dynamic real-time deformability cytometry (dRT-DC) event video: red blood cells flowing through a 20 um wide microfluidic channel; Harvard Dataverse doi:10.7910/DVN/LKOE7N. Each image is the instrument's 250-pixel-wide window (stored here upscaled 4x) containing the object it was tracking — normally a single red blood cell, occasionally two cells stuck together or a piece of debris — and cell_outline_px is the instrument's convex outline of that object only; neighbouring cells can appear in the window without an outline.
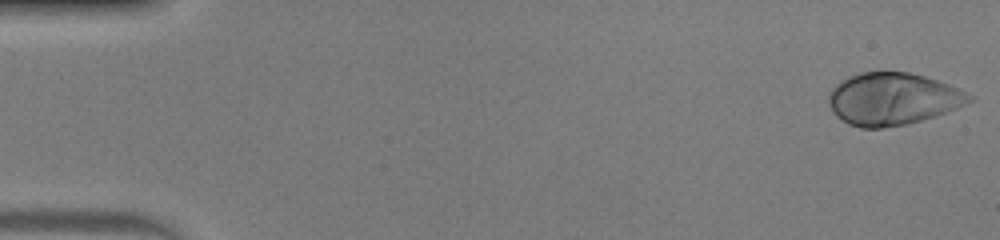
{"species": "human", "species_latin": "Homo sapiens", "temperature_condition": "warm", "stored_images_in_passage": 35, "camera_frame_rate_fps": 3000, "um_per_image_px": 0.085, "donor": {"sex": "male"}, "frame": {"image": 1, "passage_image": 1, "time_ms": 0.0, "image_size_px": [1000, 240], "cell_outline_px": [[976, 100], [956, 108], [908, 124], [880, 128], [860, 128], [848, 124], [836, 116], [832, 112], [828, 104], [828, 96], [832, 88], [840, 80], [848, 76], [860, 72], [908, 72], [924, 76], [948, 84], [972, 96]], "centroid_in_image_um": [75.82, 8.41], "position_along_channel_um": 9.2, "area_um2": 42.71}}
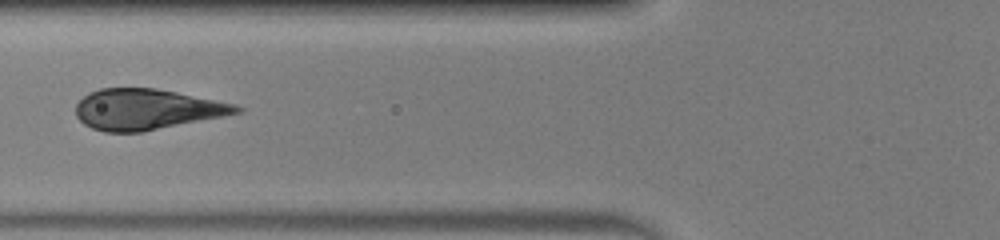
{"frame": {"image": 2, "passage_image": 20, "time_ms": 6.333, "image_size_px": [1000, 240], "cell_outline_px": [[244, 108], [240, 112], [224, 116], [140, 132], [104, 132], [92, 128], [84, 124], [76, 116], [76, 104], [88, 92], [100, 88], [156, 88], [236, 104]], "centroid_in_image_um": [12.44, 9.29], "position_along_channel_um": 113.4, "area_um2": 37.92}}
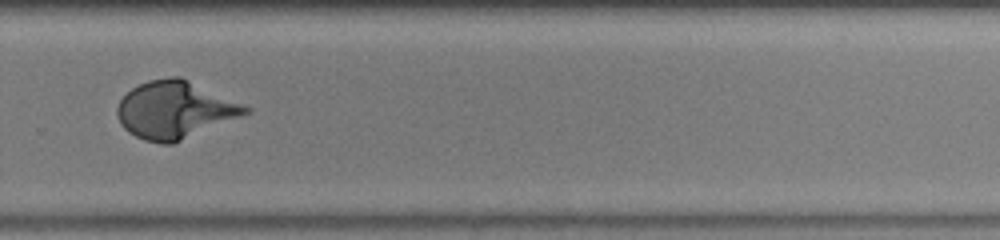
{"frame": {"image": 3, "passage_image": 35, "time_ms": 11.333, "image_size_px": [1000, 240], "cell_outline_px": [[248, 112], [240, 116], [172, 144], [160, 144], [144, 140], [128, 132], [120, 124], [116, 112], [116, 108], [120, 100], [132, 88], [148, 80], [168, 76], [180, 76], [240, 104], [248, 108]], "centroid_in_image_um": [14.77, 9.34], "position_along_channel_um": 315.0, "area_um2": 42.02}}